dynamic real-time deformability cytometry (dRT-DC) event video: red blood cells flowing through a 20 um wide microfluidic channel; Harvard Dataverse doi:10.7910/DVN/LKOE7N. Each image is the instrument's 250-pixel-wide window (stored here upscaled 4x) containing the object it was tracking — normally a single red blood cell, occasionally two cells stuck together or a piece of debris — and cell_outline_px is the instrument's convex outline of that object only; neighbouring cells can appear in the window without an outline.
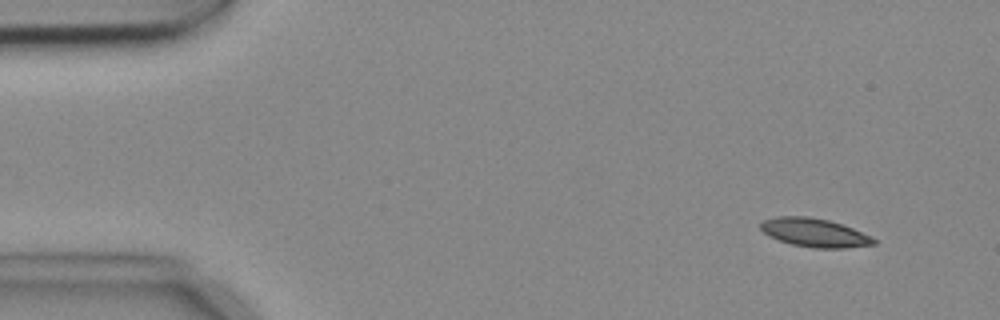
{"species": "common noctule bat (a hibernating species)", "species_latin": "Nyctalus noctula", "temperature_condition": "cold", "stored_images_in_passage": 5, "camera_frame_rate_fps": 3000, "um_per_image_px": 0.085, "animal": {"sex": "female", "body_mass_g": 18.4}, "frame": {"image": 1, "passage_image": 2, "time_ms": 0.333, "image_size_px": [1000, 320], "cell_outline_px": [[876, 244], [844, 248], [812, 248], [792, 244], [768, 236], [760, 228], [760, 224], [764, 220], [776, 216], [808, 216], [828, 220], [852, 228], [876, 240]], "centroid_in_image_um": [69.19, 19.77], "position_along_channel_um": 15.8, "area_um2": 18.61}}